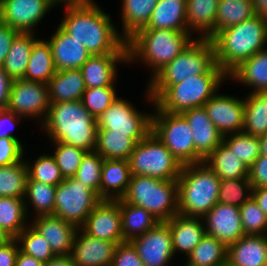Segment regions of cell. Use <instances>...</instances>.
<instances>
[{"instance_id": "cell-10", "label": "cell", "mask_w": 267, "mask_h": 266, "mask_svg": "<svg viewBox=\"0 0 267 266\" xmlns=\"http://www.w3.org/2000/svg\"><path fill=\"white\" fill-rule=\"evenodd\" d=\"M131 176L177 180L182 165L151 131L138 142L129 158Z\"/></svg>"}, {"instance_id": "cell-11", "label": "cell", "mask_w": 267, "mask_h": 266, "mask_svg": "<svg viewBox=\"0 0 267 266\" xmlns=\"http://www.w3.org/2000/svg\"><path fill=\"white\" fill-rule=\"evenodd\" d=\"M101 201L100 196L84 183L74 177L65 178L56 187L53 215L79 229Z\"/></svg>"}, {"instance_id": "cell-9", "label": "cell", "mask_w": 267, "mask_h": 266, "mask_svg": "<svg viewBox=\"0 0 267 266\" xmlns=\"http://www.w3.org/2000/svg\"><path fill=\"white\" fill-rule=\"evenodd\" d=\"M216 64L215 50L208 38H195L174 60L165 65L147 85H173L207 73Z\"/></svg>"}, {"instance_id": "cell-2", "label": "cell", "mask_w": 267, "mask_h": 266, "mask_svg": "<svg viewBox=\"0 0 267 266\" xmlns=\"http://www.w3.org/2000/svg\"><path fill=\"white\" fill-rule=\"evenodd\" d=\"M50 142H61L95 151L97 119L84 107L81 100L51 103L45 121L40 125Z\"/></svg>"}, {"instance_id": "cell-64", "label": "cell", "mask_w": 267, "mask_h": 266, "mask_svg": "<svg viewBox=\"0 0 267 266\" xmlns=\"http://www.w3.org/2000/svg\"><path fill=\"white\" fill-rule=\"evenodd\" d=\"M12 239L3 229L0 228V247L4 246L7 242Z\"/></svg>"}, {"instance_id": "cell-6", "label": "cell", "mask_w": 267, "mask_h": 266, "mask_svg": "<svg viewBox=\"0 0 267 266\" xmlns=\"http://www.w3.org/2000/svg\"><path fill=\"white\" fill-rule=\"evenodd\" d=\"M221 179L205 164H188L177 179L178 214L203 217L217 203Z\"/></svg>"}, {"instance_id": "cell-24", "label": "cell", "mask_w": 267, "mask_h": 266, "mask_svg": "<svg viewBox=\"0 0 267 266\" xmlns=\"http://www.w3.org/2000/svg\"><path fill=\"white\" fill-rule=\"evenodd\" d=\"M166 223L171 230L175 257L181 253L186 258L206 234L201 217H186L177 214Z\"/></svg>"}, {"instance_id": "cell-46", "label": "cell", "mask_w": 267, "mask_h": 266, "mask_svg": "<svg viewBox=\"0 0 267 266\" xmlns=\"http://www.w3.org/2000/svg\"><path fill=\"white\" fill-rule=\"evenodd\" d=\"M253 186L249 177L221 180L218 203L241 207L252 197Z\"/></svg>"}, {"instance_id": "cell-62", "label": "cell", "mask_w": 267, "mask_h": 266, "mask_svg": "<svg viewBox=\"0 0 267 266\" xmlns=\"http://www.w3.org/2000/svg\"><path fill=\"white\" fill-rule=\"evenodd\" d=\"M56 7L64 5L84 4L91 0H50ZM59 4V5H58ZM61 4V5H60Z\"/></svg>"}, {"instance_id": "cell-54", "label": "cell", "mask_w": 267, "mask_h": 266, "mask_svg": "<svg viewBox=\"0 0 267 266\" xmlns=\"http://www.w3.org/2000/svg\"><path fill=\"white\" fill-rule=\"evenodd\" d=\"M22 118V119H21ZM24 117L16 115L8 109L0 110V139L2 138H14L19 140L13 131L18 123H20Z\"/></svg>"}, {"instance_id": "cell-58", "label": "cell", "mask_w": 267, "mask_h": 266, "mask_svg": "<svg viewBox=\"0 0 267 266\" xmlns=\"http://www.w3.org/2000/svg\"><path fill=\"white\" fill-rule=\"evenodd\" d=\"M252 197L267 216V187L253 188Z\"/></svg>"}, {"instance_id": "cell-43", "label": "cell", "mask_w": 267, "mask_h": 266, "mask_svg": "<svg viewBox=\"0 0 267 266\" xmlns=\"http://www.w3.org/2000/svg\"><path fill=\"white\" fill-rule=\"evenodd\" d=\"M15 239L18 242L21 252L33 256L43 263L48 262L56 256L46 238L30 224Z\"/></svg>"}, {"instance_id": "cell-25", "label": "cell", "mask_w": 267, "mask_h": 266, "mask_svg": "<svg viewBox=\"0 0 267 266\" xmlns=\"http://www.w3.org/2000/svg\"><path fill=\"white\" fill-rule=\"evenodd\" d=\"M227 266H267V235H244L229 245Z\"/></svg>"}, {"instance_id": "cell-18", "label": "cell", "mask_w": 267, "mask_h": 266, "mask_svg": "<svg viewBox=\"0 0 267 266\" xmlns=\"http://www.w3.org/2000/svg\"><path fill=\"white\" fill-rule=\"evenodd\" d=\"M202 220L206 234L214 236L227 247L245 235L237 206L217 203Z\"/></svg>"}, {"instance_id": "cell-1", "label": "cell", "mask_w": 267, "mask_h": 266, "mask_svg": "<svg viewBox=\"0 0 267 266\" xmlns=\"http://www.w3.org/2000/svg\"><path fill=\"white\" fill-rule=\"evenodd\" d=\"M63 8L64 17L58 25L82 43L91 55L127 54V44L119 35L120 30L111 21L110 13L96 1L63 5Z\"/></svg>"}, {"instance_id": "cell-48", "label": "cell", "mask_w": 267, "mask_h": 266, "mask_svg": "<svg viewBox=\"0 0 267 266\" xmlns=\"http://www.w3.org/2000/svg\"><path fill=\"white\" fill-rule=\"evenodd\" d=\"M51 144L54 146L52 148L54 152L51 154L55 158L64 179L74 177L86 151L61 142H52Z\"/></svg>"}, {"instance_id": "cell-21", "label": "cell", "mask_w": 267, "mask_h": 266, "mask_svg": "<svg viewBox=\"0 0 267 266\" xmlns=\"http://www.w3.org/2000/svg\"><path fill=\"white\" fill-rule=\"evenodd\" d=\"M30 225L49 242L53 253L71 255L76 226L55 215H42L30 219Z\"/></svg>"}, {"instance_id": "cell-38", "label": "cell", "mask_w": 267, "mask_h": 266, "mask_svg": "<svg viewBox=\"0 0 267 266\" xmlns=\"http://www.w3.org/2000/svg\"><path fill=\"white\" fill-rule=\"evenodd\" d=\"M227 252L225 244L205 234L182 266H227Z\"/></svg>"}, {"instance_id": "cell-44", "label": "cell", "mask_w": 267, "mask_h": 266, "mask_svg": "<svg viewBox=\"0 0 267 266\" xmlns=\"http://www.w3.org/2000/svg\"><path fill=\"white\" fill-rule=\"evenodd\" d=\"M24 159L28 167V176L32 180H37L53 186H58L64 180L60 168L52 154H40L33 162L29 159L27 160V157Z\"/></svg>"}, {"instance_id": "cell-4", "label": "cell", "mask_w": 267, "mask_h": 266, "mask_svg": "<svg viewBox=\"0 0 267 266\" xmlns=\"http://www.w3.org/2000/svg\"><path fill=\"white\" fill-rule=\"evenodd\" d=\"M211 41L216 64L229 75L243 61L267 48V18L254 15L249 20L220 30Z\"/></svg>"}, {"instance_id": "cell-15", "label": "cell", "mask_w": 267, "mask_h": 266, "mask_svg": "<svg viewBox=\"0 0 267 266\" xmlns=\"http://www.w3.org/2000/svg\"><path fill=\"white\" fill-rule=\"evenodd\" d=\"M130 243L145 266H169L175 260L171 230L166 222H159Z\"/></svg>"}, {"instance_id": "cell-56", "label": "cell", "mask_w": 267, "mask_h": 266, "mask_svg": "<svg viewBox=\"0 0 267 266\" xmlns=\"http://www.w3.org/2000/svg\"><path fill=\"white\" fill-rule=\"evenodd\" d=\"M19 250V245L15 238L0 247V266H15Z\"/></svg>"}, {"instance_id": "cell-3", "label": "cell", "mask_w": 267, "mask_h": 266, "mask_svg": "<svg viewBox=\"0 0 267 266\" xmlns=\"http://www.w3.org/2000/svg\"><path fill=\"white\" fill-rule=\"evenodd\" d=\"M228 79V75L215 64L207 73L189 77L173 85H146L155 106L171 114L204 106Z\"/></svg>"}, {"instance_id": "cell-50", "label": "cell", "mask_w": 267, "mask_h": 266, "mask_svg": "<svg viewBox=\"0 0 267 266\" xmlns=\"http://www.w3.org/2000/svg\"><path fill=\"white\" fill-rule=\"evenodd\" d=\"M118 97L117 87L86 88L82 103L87 111L95 118L100 116Z\"/></svg>"}, {"instance_id": "cell-40", "label": "cell", "mask_w": 267, "mask_h": 266, "mask_svg": "<svg viewBox=\"0 0 267 266\" xmlns=\"http://www.w3.org/2000/svg\"><path fill=\"white\" fill-rule=\"evenodd\" d=\"M24 199L0 197V228L16 238L29 224Z\"/></svg>"}, {"instance_id": "cell-49", "label": "cell", "mask_w": 267, "mask_h": 266, "mask_svg": "<svg viewBox=\"0 0 267 266\" xmlns=\"http://www.w3.org/2000/svg\"><path fill=\"white\" fill-rule=\"evenodd\" d=\"M240 219L245 235H267V216L253 197L240 207Z\"/></svg>"}, {"instance_id": "cell-19", "label": "cell", "mask_w": 267, "mask_h": 266, "mask_svg": "<svg viewBox=\"0 0 267 266\" xmlns=\"http://www.w3.org/2000/svg\"><path fill=\"white\" fill-rule=\"evenodd\" d=\"M116 242L87 235L81 228L75 234L71 257L75 266H111Z\"/></svg>"}, {"instance_id": "cell-60", "label": "cell", "mask_w": 267, "mask_h": 266, "mask_svg": "<svg viewBox=\"0 0 267 266\" xmlns=\"http://www.w3.org/2000/svg\"><path fill=\"white\" fill-rule=\"evenodd\" d=\"M44 266H75L71 255H57L44 263Z\"/></svg>"}, {"instance_id": "cell-65", "label": "cell", "mask_w": 267, "mask_h": 266, "mask_svg": "<svg viewBox=\"0 0 267 266\" xmlns=\"http://www.w3.org/2000/svg\"><path fill=\"white\" fill-rule=\"evenodd\" d=\"M3 63L0 61V69L2 68Z\"/></svg>"}, {"instance_id": "cell-16", "label": "cell", "mask_w": 267, "mask_h": 266, "mask_svg": "<svg viewBox=\"0 0 267 266\" xmlns=\"http://www.w3.org/2000/svg\"><path fill=\"white\" fill-rule=\"evenodd\" d=\"M208 117L220 134L242 132L244 125V96L220 94L218 91L204 104Z\"/></svg>"}, {"instance_id": "cell-51", "label": "cell", "mask_w": 267, "mask_h": 266, "mask_svg": "<svg viewBox=\"0 0 267 266\" xmlns=\"http://www.w3.org/2000/svg\"><path fill=\"white\" fill-rule=\"evenodd\" d=\"M23 143L14 138L0 139V166H7L22 161L25 157Z\"/></svg>"}, {"instance_id": "cell-5", "label": "cell", "mask_w": 267, "mask_h": 266, "mask_svg": "<svg viewBox=\"0 0 267 266\" xmlns=\"http://www.w3.org/2000/svg\"><path fill=\"white\" fill-rule=\"evenodd\" d=\"M195 39L189 31L141 29L126 41L128 64L135 62L151 69L149 80L174 60Z\"/></svg>"}, {"instance_id": "cell-59", "label": "cell", "mask_w": 267, "mask_h": 266, "mask_svg": "<svg viewBox=\"0 0 267 266\" xmlns=\"http://www.w3.org/2000/svg\"><path fill=\"white\" fill-rule=\"evenodd\" d=\"M15 266H44V263L33 256L24 254L19 250Z\"/></svg>"}, {"instance_id": "cell-17", "label": "cell", "mask_w": 267, "mask_h": 266, "mask_svg": "<svg viewBox=\"0 0 267 266\" xmlns=\"http://www.w3.org/2000/svg\"><path fill=\"white\" fill-rule=\"evenodd\" d=\"M81 229L89 236L117 244L123 243L120 199L101 201L87 217Z\"/></svg>"}, {"instance_id": "cell-27", "label": "cell", "mask_w": 267, "mask_h": 266, "mask_svg": "<svg viewBox=\"0 0 267 266\" xmlns=\"http://www.w3.org/2000/svg\"><path fill=\"white\" fill-rule=\"evenodd\" d=\"M218 5L219 0H186V23L193 36L210 40L215 36Z\"/></svg>"}, {"instance_id": "cell-32", "label": "cell", "mask_w": 267, "mask_h": 266, "mask_svg": "<svg viewBox=\"0 0 267 266\" xmlns=\"http://www.w3.org/2000/svg\"><path fill=\"white\" fill-rule=\"evenodd\" d=\"M221 180L246 178L249 168L222 141L203 161Z\"/></svg>"}, {"instance_id": "cell-37", "label": "cell", "mask_w": 267, "mask_h": 266, "mask_svg": "<svg viewBox=\"0 0 267 266\" xmlns=\"http://www.w3.org/2000/svg\"><path fill=\"white\" fill-rule=\"evenodd\" d=\"M56 187L57 186L51 184L32 180L28 176L24 202L29 218L42 215H53ZM31 208L33 210L31 211L32 214L29 213Z\"/></svg>"}, {"instance_id": "cell-42", "label": "cell", "mask_w": 267, "mask_h": 266, "mask_svg": "<svg viewBox=\"0 0 267 266\" xmlns=\"http://www.w3.org/2000/svg\"><path fill=\"white\" fill-rule=\"evenodd\" d=\"M28 179V167L23 159L20 162L0 166V197L24 199Z\"/></svg>"}, {"instance_id": "cell-36", "label": "cell", "mask_w": 267, "mask_h": 266, "mask_svg": "<svg viewBox=\"0 0 267 266\" xmlns=\"http://www.w3.org/2000/svg\"><path fill=\"white\" fill-rule=\"evenodd\" d=\"M242 132L254 137L267 134V92H250L244 95Z\"/></svg>"}, {"instance_id": "cell-61", "label": "cell", "mask_w": 267, "mask_h": 266, "mask_svg": "<svg viewBox=\"0 0 267 266\" xmlns=\"http://www.w3.org/2000/svg\"><path fill=\"white\" fill-rule=\"evenodd\" d=\"M255 15L267 18V0H252Z\"/></svg>"}, {"instance_id": "cell-29", "label": "cell", "mask_w": 267, "mask_h": 266, "mask_svg": "<svg viewBox=\"0 0 267 266\" xmlns=\"http://www.w3.org/2000/svg\"><path fill=\"white\" fill-rule=\"evenodd\" d=\"M48 85L51 103L81 100L86 90L80 69L56 71Z\"/></svg>"}, {"instance_id": "cell-47", "label": "cell", "mask_w": 267, "mask_h": 266, "mask_svg": "<svg viewBox=\"0 0 267 266\" xmlns=\"http://www.w3.org/2000/svg\"><path fill=\"white\" fill-rule=\"evenodd\" d=\"M103 161L104 158L96 151L86 152L74 176L76 180L84 183L99 196Z\"/></svg>"}, {"instance_id": "cell-30", "label": "cell", "mask_w": 267, "mask_h": 266, "mask_svg": "<svg viewBox=\"0 0 267 266\" xmlns=\"http://www.w3.org/2000/svg\"><path fill=\"white\" fill-rule=\"evenodd\" d=\"M143 29L188 31L186 0H158L147 26Z\"/></svg>"}, {"instance_id": "cell-22", "label": "cell", "mask_w": 267, "mask_h": 266, "mask_svg": "<svg viewBox=\"0 0 267 266\" xmlns=\"http://www.w3.org/2000/svg\"><path fill=\"white\" fill-rule=\"evenodd\" d=\"M119 63L128 65L127 54L91 55L80 68L86 88L115 86Z\"/></svg>"}, {"instance_id": "cell-26", "label": "cell", "mask_w": 267, "mask_h": 266, "mask_svg": "<svg viewBox=\"0 0 267 266\" xmlns=\"http://www.w3.org/2000/svg\"><path fill=\"white\" fill-rule=\"evenodd\" d=\"M100 183V198L115 201L127 191L131 172L128 160L104 159Z\"/></svg>"}, {"instance_id": "cell-33", "label": "cell", "mask_w": 267, "mask_h": 266, "mask_svg": "<svg viewBox=\"0 0 267 266\" xmlns=\"http://www.w3.org/2000/svg\"><path fill=\"white\" fill-rule=\"evenodd\" d=\"M36 33L19 32L11 43L2 68L13 79H23L33 44L39 39Z\"/></svg>"}, {"instance_id": "cell-55", "label": "cell", "mask_w": 267, "mask_h": 266, "mask_svg": "<svg viewBox=\"0 0 267 266\" xmlns=\"http://www.w3.org/2000/svg\"><path fill=\"white\" fill-rule=\"evenodd\" d=\"M19 32L0 21V61L3 63L13 39Z\"/></svg>"}, {"instance_id": "cell-14", "label": "cell", "mask_w": 267, "mask_h": 266, "mask_svg": "<svg viewBox=\"0 0 267 266\" xmlns=\"http://www.w3.org/2000/svg\"><path fill=\"white\" fill-rule=\"evenodd\" d=\"M54 7L50 0H0V21L18 32L35 33Z\"/></svg>"}, {"instance_id": "cell-34", "label": "cell", "mask_w": 267, "mask_h": 266, "mask_svg": "<svg viewBox=\"0 0 267 266\" xmlns=\"http://www.w3.org/2000/svg\"><path fill=\"white\" fill-rule=\"evenodd\" d=\"M55 73L50 44L40 38L33 44L23 79L48 84Z\"/></svg>"}, {"instance_id": "cell-41", "label": "cell", "mask_w": 267, "mask_h": 266, "mask_svg": "<svg viewBox=\"0 0 267 266\" xmlns=\"http://www.w3.org/2000/svg\"><path fill=\"white\" fill-rule=\"evenodd\" d=\"M255 15L252 0H219L215 35L223 29L249 20Z\"/></svg>"}, {"instance_id": "cell-13", "label": "cell", "mask_w": 267, "mask_h": 266, "mask_svg": "<svg viewBox=\"0 0 267 266\" xmlns=\"http://www.w3.org/2000/svg\"><path fill=\"white\" fill-rule=\"evenodd\" d=\"M49 85L24 79L13 80L7 109L24 119H36L43 123L48 115ZM40 121V122H39Z\"/></svg>"}, {"instance_id": "cell-35", "label": "cell", "mask_w": 267, "mask_h": 266, "mask_svg": "<svg viewBox=\"0 0 267 266\" xmlns=\"http://www.w3.org/2000/svg\"><path fill=\"white\" fill-rule=\"evenodd\" d=\"M120 214L124 242H130L156 226L159 221L146 209L120 199Z\"/></svg>"}, {"instance_id": "cell-23", "label": "cell", "mask_w": 267, "mask_h": 266, "mask_svg": "<svg viewBox=\"0 0 267 266\" xmlns=\"http://www.w3.org/2000/svg\"><path fill=\"white\" fill-rule=\"evenodd\" d=\"M181 115L193 132L195 150L205 159L223 141V136L208 117L204 106L186 110Z\"/></svg>"}, {"instance_id": "cell-45", "label": "cell", "mask_w": 267, "mask_h": 266, "mask_svg": "<svg viewBox=\"0 0 267 266\" xmlns=\"http://www.w3.org/2000/svg\"><path fill=\"white\" fill-rule=\"evenodd\" d=\"M223 142L248 168L261 155L259 137L239 132L224 136Z\"/></svg>"}, {"instance_id": "cell-39", "label": "cell", "mask_w": 267, "mask_h": 266, "mask_svg": "<svg viewBox=\"0 0 267 266\" xmlns=\"http://www.w3.org/2000/svg\"><path fill=\"white\" fill-rule=\"evenodd\" d=\"M137 142L126 134L97 129L95 151L104 159L129 160Z\"/></svg>"}, {"instance_id": "cell-8", "label": "cell", "mask_w": 267, "mask_h": 266, "mask_svg": "<svg viewBox=\"0 0 267 266\" xmlns=\"http://www.w3.org/2000/svg\"><path fill=\"white\" fill-rule=\"evenodd\" d=\"M146 94V95H145ZM144 97L153 107L152 132L183 165L202 163L204 158L195 150L189 123L181 114H171L159 110L145 89Z\"/></svg>"}, {"instance_id": "cell-63", "label": "cell", "mask_w": 267, "mask_h": 266, "mask_svg": "<svg viewBox=\"0 0 267 266\" xmlns=\"http://www.w3.org/2000/svg\"><path fill=\"white\" fill-rule=\"evenodd\" d=\"M260 140V153L262 155H267V134L259 137Z\"/></svg>"}, {"instance_id": "cell-7", "label": "cell", "mask_w": 267, "mask_h": 266, "mask_svg": "<svg viewBox=\"0 0 267 266\" xmlns=\"http://www.w3.org/2000/svg\"><path fill=\"white\" fill-rule=\"evenodd\" d=\"M121 199L125 203L146 209L159 222H167L178 214L177 180H159L133 175Z\"/></svg>"}, {"instance_id": "cell-12", "label": "cell", "mask_w": 267, "mask_h": 266, "mask_svg": "<svg viewBox=\"0 0 267 266\" xmlns=\"http://www.w3.org/2000/svg\"><path fill=\"white\" fill-rule=\"evenodd\" d=\"M98 129L126 134L137 143L152 131V113L140 111L130 101L117 97L97 118Z\"/></svg>"}, {"instance_id": "cell-28", "label": "cell", "mask_w": 267, "mask_h": 266, "mask_svg": "<svg viewBox=\"0 0 267 266\" xmlns=\"http://www.w3.org/2000/svg\"><path fill=\"white\" fill-rule=\"evenodd\" d=\"M228 79L249 88L250 92H267V48L243 61Z\"/></svg>"}, {"instance_id": "cell-57", "label": "cell", "mask_w": 267, "mask_h": 266, "mask_svg": "<svg viewBox=\"0 0 267 266\" xmlns=\"http://www.w3.org/2000/svg\"><path fill=\"white\" fill-rule=\"evenodd\" d=\"M13 79L0 69V110L7 109L9 95L12 87Z\"/></svg>"}, {"instance_id": "cell-31", "label": "cell", "mask_w": 267, "mask_h": 266, "mask_svg": "<svg viewBox=\"0 0 267 266\" xmlns=\"http://www.w3.org/2000/svg\"><path fill=\"white\" fill-rule=\"evenodd\" d=\"M121 26L119 35L127 41L145 28L158 0H121Z\"/></svg>"}, {"instance_id": "cell-20", "label": "cell", "mask_w": 267, "mask_h": 266, "mask_svg": "<svg viewBox=\"0 0 267 266\" xmlns=\"http://www.w3.org/2000/svg\"><path fill=\"white\" fill-rule=\"evenodd\" d=\"M48 39L56 71L80 69L91 56L82 43L67 34L59 25Z\"/></svg>"}, {"instance_id": "cell-53", "label": "cell", "mask_w": 267, "mask_h": 266, "mask_svg": "<svg viewBox=\"0 0 267 266\" xmlns=\"http://www.w3.org/2000/svg\"><path fill=\"white\" fill-rule=\"evenodd\" d=\"M249 180L253 188L267 187V155H260L249 167Z\"/></svg>"}, {"instance_id": "cell-52", "label": "cell", "mask_w": 267, "mask_h": 266, "mask_svg": "<svg viewBox=\"0 0 267 266\" xmlns=\"http://www.w3.org/2000/svg\"><path fill=\"white\" fill-rule=\"evenodd\" d=\"M111 266H145L130 242L117 245Z\"/></svg>"}]
</instances>
